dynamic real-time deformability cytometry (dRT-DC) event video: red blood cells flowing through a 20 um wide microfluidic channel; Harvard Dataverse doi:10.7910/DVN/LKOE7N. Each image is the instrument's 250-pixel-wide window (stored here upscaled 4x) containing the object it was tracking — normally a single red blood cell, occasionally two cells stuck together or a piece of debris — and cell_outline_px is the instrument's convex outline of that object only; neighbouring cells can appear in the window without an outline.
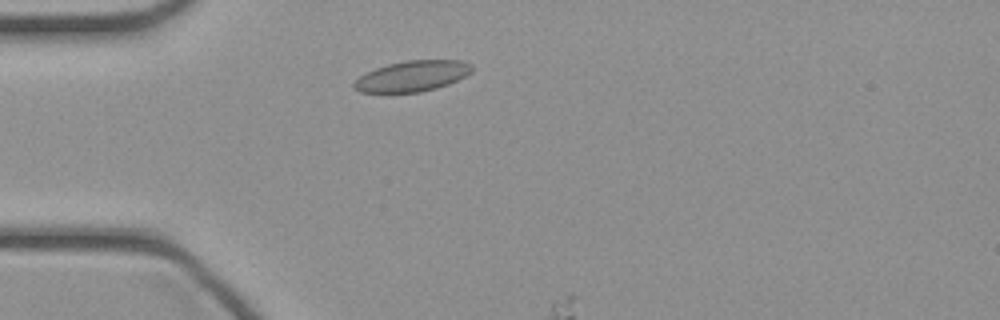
{"species": "common noctule bat (a hibernating species)", "species_latin": "Nyctalus noctula", "temperature_condition": "cold", "stored_images_in_passage": 8, "segment_of_instrument_passage": [1, 2], "camera_frame_rate_fps": 3000, "um_per_image_px": 0.085, "animal": {"sex": "female", "body_mass_g": 21.9}, "frame": {"image": 1, "passage_image": 6, "time_ms": 1.667, "image_size_px": [1000, 320], "cell_outline_px": [[472, 72], [448, 84], [436, 88], [420, 92], [360, 92], [352, 88], [352, 84], [360, 76], [376, 68], [388, 64], [404, 60], [464, 60], [472, 64]], "centroid_in_image_um": [35.05, 6.46], "position_along_channel_um": 50.0, "area_um2": 21.04}}